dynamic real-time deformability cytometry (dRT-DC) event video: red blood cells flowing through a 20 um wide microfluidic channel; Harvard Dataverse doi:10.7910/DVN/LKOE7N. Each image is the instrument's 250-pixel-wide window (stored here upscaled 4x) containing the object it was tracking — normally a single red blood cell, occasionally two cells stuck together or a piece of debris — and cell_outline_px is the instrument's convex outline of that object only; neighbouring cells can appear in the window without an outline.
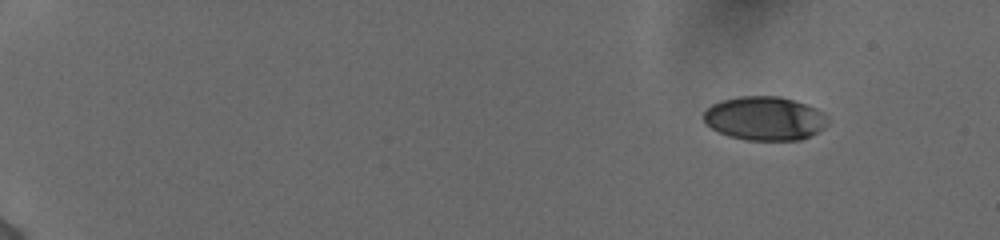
{"species": "human", "species_latin": "Homo sapiens", "temperature_condition": "cold", "stored_images_in_passage": 50, "camera_frame_rate_fps": 3000, "um_per_image_px": 0.085, "donor": {"sex": "female"}, "frame": {"image": 1, "passage_image": 1, "time_ms": 0.0, "image_size_px": [1000, 240], "cell_outline_px": [[828, 124], [824, 128], [800, 140], [744, 140], [728, 136], [712, 128], [704, 120], [704, 112], [712, 104], [720, 100], [740, 96], [780, 96], [808, 104], [824, 112], [828, 116]], "centroid_in_image_um": [65.03, 10.05], "position_along_channel_um": 20.0, "area_um2": 31.85}}
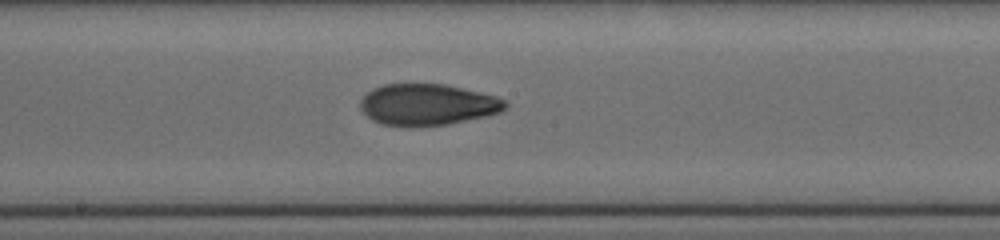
{"frame": {"image": 2, "passage_image": 28, "time_ms": 9.0, "image_size_px": [1000, 240], "cell_outline_px": [[508, 104], [500, 112], [488, 116], [448, 124], [408, 128], [384, 124], [372, 120], [360, 108], [360, 100], [372, 88], [384, 84], [444, 84], [496, 96], [504, 100]], "centroid_in_image_um": [36.32, 8.91], "position_along_channel_um": 211.9, "area_um2": 35.08}}
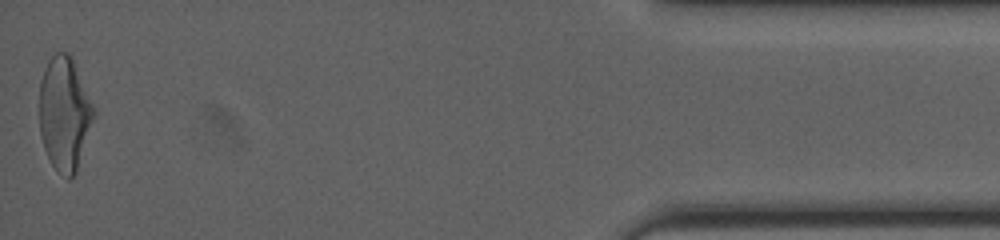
{"frame": {"image": 3, "passage_image": 50, "time_ms": 16.333, "image_size_px": [1000, 240], "cell_outline_px": [[96, 116], [76, 172], [68, 180], [52, 164], [44, 148], [40, 136], [40, 80], [44, 68], [48, 60], [56, 52], [68, 52], [72, 56], [96, 108]], "centroid_in_image_um": [5.51, 9.62], "position_along_channel_um": 429.7, "area_um2": 36.47}, "authors_computed_cell_mechanics": {"area_um2": 33.9575, "velocity_mm_per_s": 3.8908, "shape_relaxation_time_tau1_ms": 5.5828, "shape_relaxation_time_tau2_ms": 1.3485, "deformation_change_tau1": 0.1984, "deformation_change_tau2": 0.0682}}